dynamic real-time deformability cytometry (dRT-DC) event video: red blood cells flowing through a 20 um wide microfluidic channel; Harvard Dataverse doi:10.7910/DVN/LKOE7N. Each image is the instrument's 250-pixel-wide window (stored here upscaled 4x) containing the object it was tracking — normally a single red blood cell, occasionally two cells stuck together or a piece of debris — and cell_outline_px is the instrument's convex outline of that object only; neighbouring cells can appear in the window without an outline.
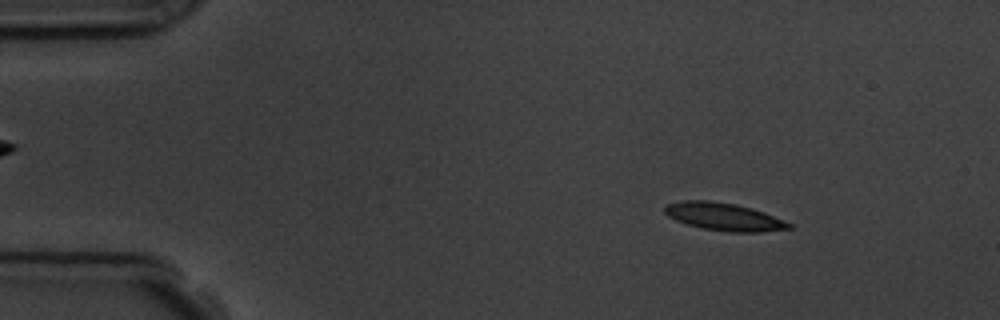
{"species": "common noctule bat (a hibernating species)", "species_latin": "Nyctalus noctula", "temperature_condition": "room temperature", "stored_images_in_passage": 7, "camera_frame_rate_fps": 3000, "um_per_image_px": 0.085, "animal": {"sex": "male", "body_mass_g": 19.5, "forearm_length_mm": 54.6}, "frame": {"image": 1, "passage_image": 2, "time_ms": 1.333, "image_size_px": [1000, 320], "cell_outline_px": [[792, 228], [760, 232], [728, 232], [700, 228], [676, 220], [668, 216], [664, 212], [664, 204], [684, 200], [708, 200], [736, 204], [752, 208], [764, 212], [784, 220], [792, 224]], "centroid_in_image_um": [61.51, 18.42], "position_along_channel_um": 23.5, "area_um2": 20.17}}
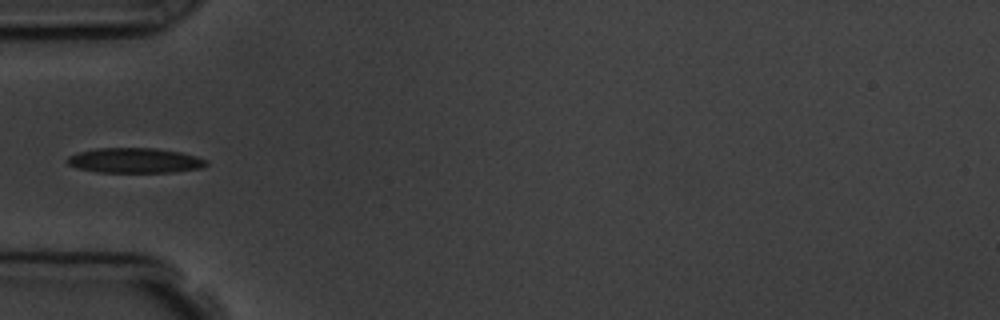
{"frame": {"image": 2, "passage_image": 5, "time_ms": 4.667, "image_size_px": [1000, 320], "cell_outline_px": [[208, 164], [200, 168], [172, 172], [96, 172], [76, 168], [68, 164], [64, 160], [68, 156], [76, 152], [96, 148], [156, 148], [180, 152], [196, 156], [208, 160]], "centroid_in_image_um": [11.41, 13.64], "position_along_channel_um": 73.6, "area_um2": 20.46}}